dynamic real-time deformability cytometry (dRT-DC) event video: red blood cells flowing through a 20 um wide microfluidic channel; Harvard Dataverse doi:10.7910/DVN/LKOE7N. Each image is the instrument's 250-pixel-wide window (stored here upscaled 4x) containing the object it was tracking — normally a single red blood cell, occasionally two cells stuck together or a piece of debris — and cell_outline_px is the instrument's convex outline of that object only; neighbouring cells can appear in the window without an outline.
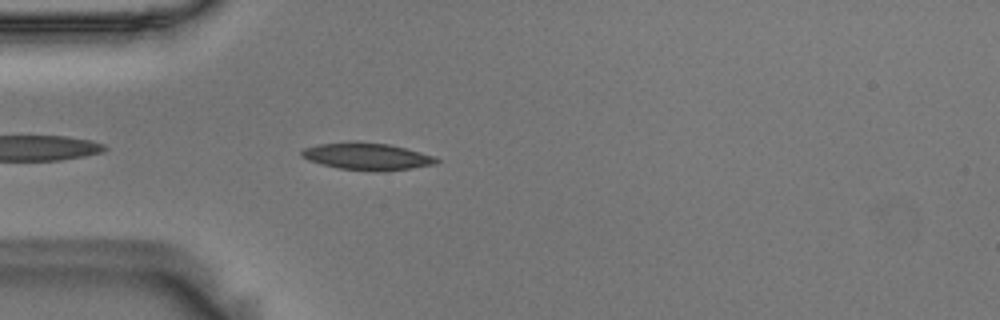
{"species": "Egyptian fruit bat (a non-hibernating species)", "species_latin": "Rousettus aegyptiacus", "temperature_condition": "room temperature", "stored_images_in_passage": 14, "camera_frame_rate_fps": 3000, "um_per_image_px": 0.085, "animal": {"sex": "male"}, "frame": {"image": 1, "passage_image": 3, "time_ms": 0.667, "image_size_px": [1000, 320], "cell_outline_px": [[440, 160], [436, 164], [412, 168], [384, 172], [340, 168], [320, 164], [308, 160], [300, 156], [300, 152], [304, 148], [320, 144], [348, 140], [356, 140], [388, 144], [436, 156]], "centroid_in_image_um": [31.19, 13.28], "position_along_channel_um": 53.8, "area_um2": 21.62}}
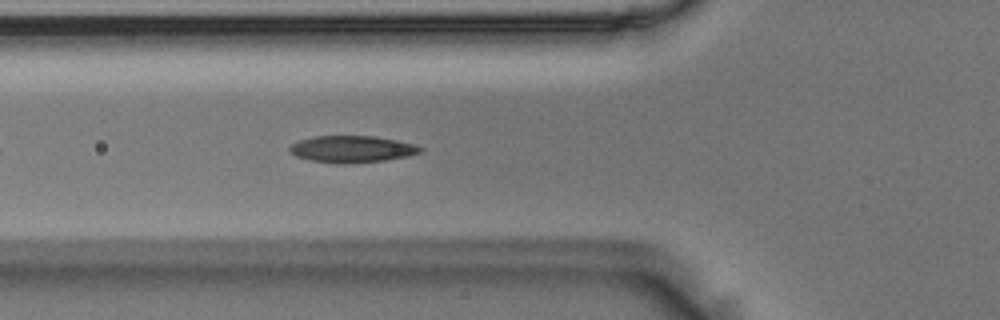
{"frame": {"image": 2, "passage_image": 7, "time_ms": 2.0, "image_size_px": [1000, 320], "cell_outline_px": [[424, 148], [420, 152], [408, 156], [384, 160], [344, 164], [336, 164], [312, 160], [296, 156], [288, 148], [292, 144], [300, 140], [312, 136], [376, 136], [416, 144]], "centroid_in_image_um": [29.94, 12.67], "position_along_channel_um": 95.9, "area_um2": 20.35}}
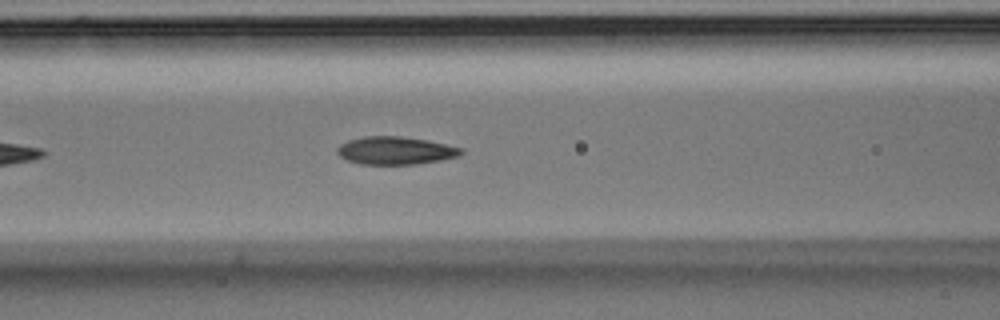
{"frame": {"image": 3, "passage_image": 10, "time_ms": 3.0, "image_size_px": [1000, 320], "cell_outline_px": [[464, 152], [456, 156], [440, 160], [416, 164], [360, 164], [348, 160], [340, 156], [336, 152], [336, 148], [340, 144], [348, 140], [364, 136], [400, 136], [428, 140], [464, 148]], "centroid_in_image_um": [33.6, 12.79], "position_along_channel_um": 133.0, "area_um2": 20.11}}